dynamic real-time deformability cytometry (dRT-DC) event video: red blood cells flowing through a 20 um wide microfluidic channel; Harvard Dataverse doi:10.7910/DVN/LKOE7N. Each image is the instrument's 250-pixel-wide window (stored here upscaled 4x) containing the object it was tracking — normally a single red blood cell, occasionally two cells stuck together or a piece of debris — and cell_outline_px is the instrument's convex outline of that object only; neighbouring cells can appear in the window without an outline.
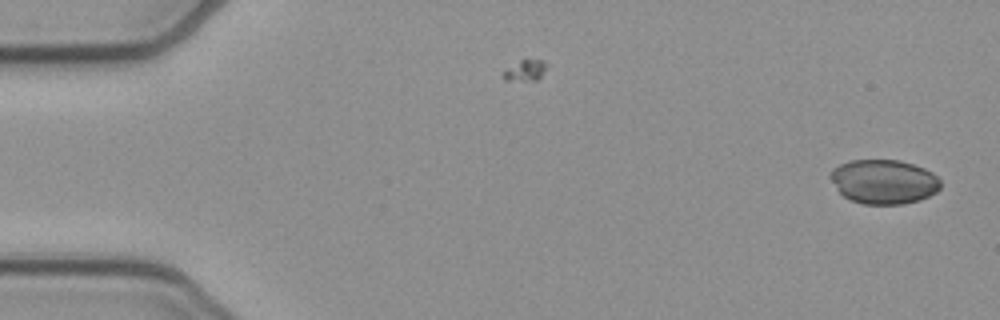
{"species": "common noctule bat (a hibernating species)", "species_latin": "Nyctalus noctula", "temperature_condition": "cold", "stored_images_in_passage": 49, "camera_frame_rate_fps": 3000, "um_per_image_px": 0.085, "animal": {"sex": "female", "body_mass_g": 21.9}, "frame": {"image": 1, "passage_image": 1, "time_ms": 0.0, "image_size_px": [1000, 320], "cell_outline_px": [[940, 188], [936, 192], [920, 200], [904, 204], [864, 204], [848, 200], [836, 188], [828, 176], [832, 168], [848, 160], [900, 160], [924, 168], [932, 172], [940, 180]], "centroid_in_image_um": [75.09, 15.44], "position_along_channel_um": 9.9, "area_um2": 28.67}}
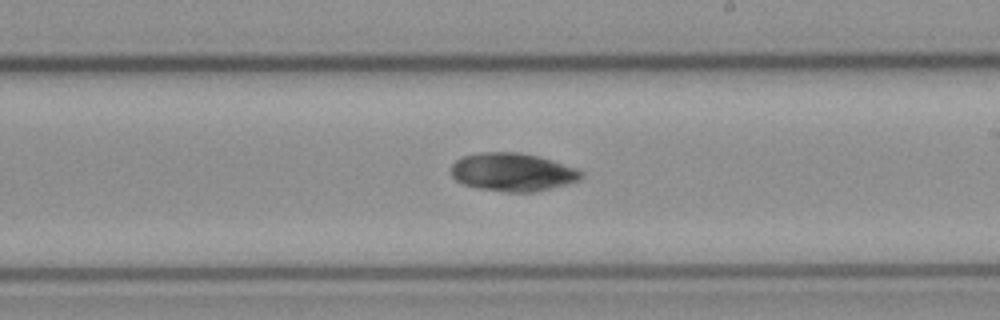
{"frame": {"image": 2, "passage_image": 29, "time_ms": 9.333, "image_size_px": [1000, 320], "cell_outline_px": [[584, 176], [580, 180], [532, 192], [504, 192], [476, 188], [464, 184], [456, 180], [452, 176], [452, 164], [456, 160], [464, 156], [480, 152], [520, 152], [552, 160], [580, 168], [584, 172]], "centroid_in_image_um": [43.59, 14.62], "position_along_channel_um": 245.4, "area_um2": 29.02}}
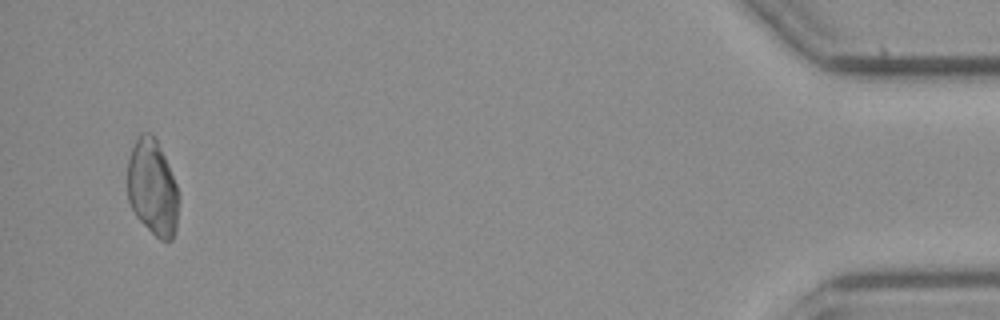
{"frame": {"image": 3, "passage_image": 49, "time_ms": 16.0, "image_size_px": [1000, 320], "cell_outline_px": [[176, 232], [172, 240], [160, 240], [136, 216], [128, 200], [128, 160], [132, 148], [140, 132], [152, 132], [168, 164], [176, 184]], "centroid_in_image_um": [12.93, 15.92], "position_along_channel_um": 422.3, "area_um2": 28.03}}